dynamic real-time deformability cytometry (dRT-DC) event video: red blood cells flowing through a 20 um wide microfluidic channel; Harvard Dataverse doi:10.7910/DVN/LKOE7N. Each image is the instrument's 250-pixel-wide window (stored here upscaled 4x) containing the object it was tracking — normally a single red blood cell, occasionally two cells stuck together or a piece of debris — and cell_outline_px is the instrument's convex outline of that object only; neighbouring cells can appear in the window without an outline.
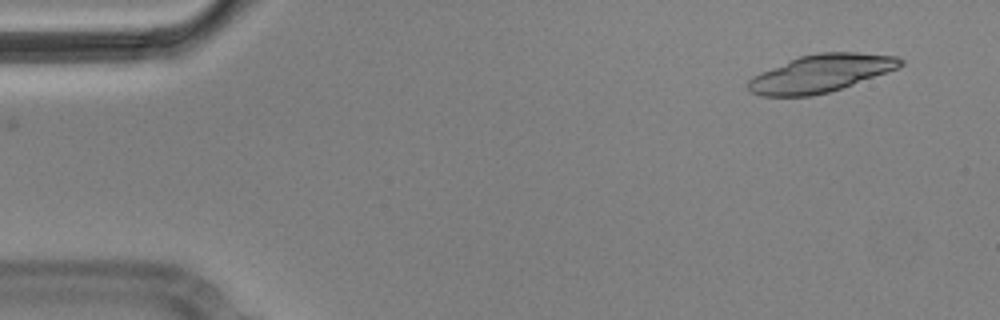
{"species": "Egyptian fruit bat (a non-hibernating species)", "species_latin": "Rousettus aegyptiacus", "temperature_condition": "cold", "stored_images_in_passage": 2, "camera_frame_rate_fps": 3000, "um_per_image_px": 0.085, "animal": {"sex": "male"}, "frame": {"image": 1, "passage_image": 2, "time_ms": 0.333, "image_size_px": [1000, 320], "cell_outline_px": [[904, 64], [900, 68], [828, 92], [812, 96], [760, 96], [748, 92], [748, 80], [752, 76], [760, 72], [800, 56], [820, 52], [856, 52], [896, 56], [904, 60]], "centroid_in_image_um": [69.76, 6.24], "position_along_channel_um": 15.2, "area_um2": 33.29}}